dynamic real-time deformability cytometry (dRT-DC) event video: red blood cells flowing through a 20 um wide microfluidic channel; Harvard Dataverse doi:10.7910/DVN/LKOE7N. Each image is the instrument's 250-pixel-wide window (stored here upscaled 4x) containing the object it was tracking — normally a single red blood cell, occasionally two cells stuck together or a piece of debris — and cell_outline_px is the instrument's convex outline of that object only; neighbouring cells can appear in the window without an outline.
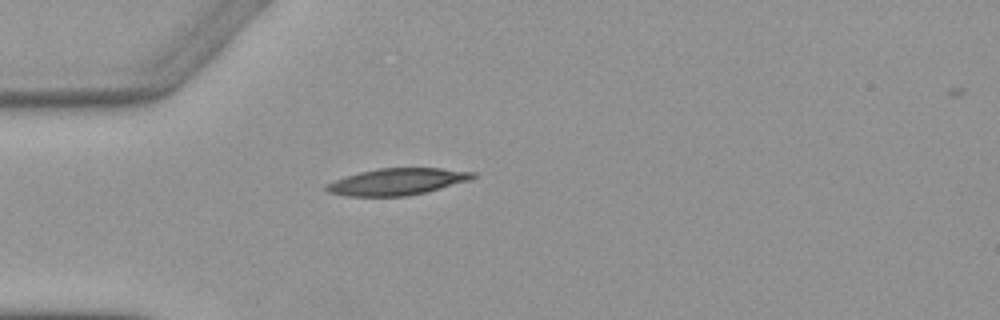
{"species": "Egyptian fruit bat (a non-hibernating species)", "species_latin": "Rousettus aegyptiacus", "temperature_condition": "warm", "stored_images_in_passage": 1, "camera_frame_rate_fps": 3000, "um_per_image_px": 0.085, "animal": {"sex": "female"}, "frame": {"image": 1, "passage_image": 1, "time_ms": 0.0, "image_size_px": [1000, 320], "cell_outline_px": [[476, 176], [472, 180], [408, 196], [344, 196], [328, 192], [324, 188], [328, 184], [336, 180], [360, 172], [380, 168], [440, 168], [476, 172]], "centroid_in_image_um": [33.8, 15.44], "position_along_channel_um": 51.2, "area_um2": 22.6}}